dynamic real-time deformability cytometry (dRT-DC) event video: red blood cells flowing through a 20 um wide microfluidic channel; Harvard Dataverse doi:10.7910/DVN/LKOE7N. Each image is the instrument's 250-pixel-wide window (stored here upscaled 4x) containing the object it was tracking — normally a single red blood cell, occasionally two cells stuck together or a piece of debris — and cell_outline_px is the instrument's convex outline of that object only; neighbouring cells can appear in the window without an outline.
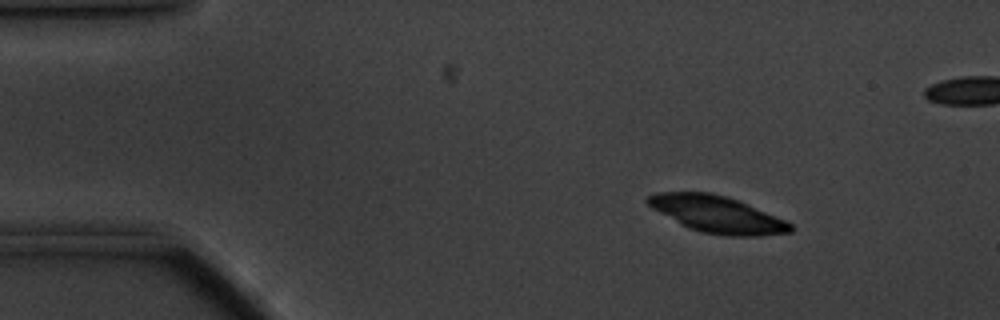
{"species": "common noctule bat (a hibernating species)", "species_latin": "Nyctalus noctula", "temperature_condition": "cold", "stored_images_in_passage": 52, "camera_frame_rate_fps": 3000, "um_per_image_px": 0.085, "animal": {"sex": "male", "body_mass_g": 20.1, "forearm_length_mm": 53.5}, "frame": {"image": 1, "passage_image": 1, "time_ms": 0.0, "image_size_px": [1000, 320], "cell_outline_px": [[792, 228], [788, 232], [708, 232], [692, 228], [684, 224], [648, 204], [648, 196], [664, 192], [704, 192], [736, 200], [792, 224]], "centroid_in_image_um": [60.85, 18.12], "position_along_channel_um": 24.1, "area_um2": 27.05}}
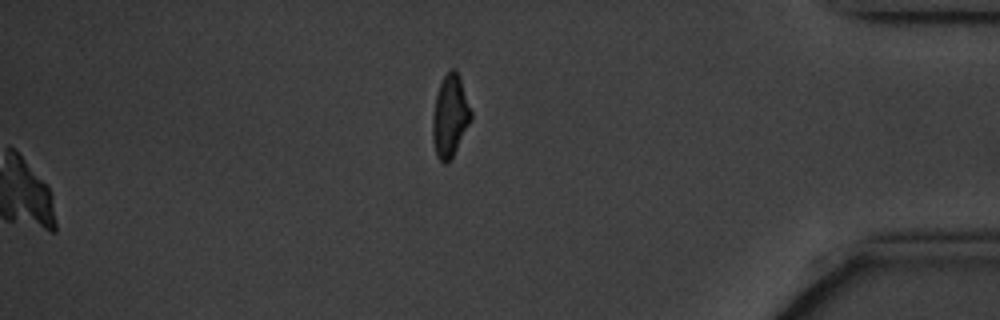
{"frame": {"image": 2, "passage_image": 52, "time_ms": 17.0, "image_size_px": [1000, 320], "cell_outline_px": [[472, 116], [452, 156], [448, 160], [440, 160], [436, 152], [432, 132], [436, 96], [440, 84], [444, 76], [452, 68], [456, 72], [460, 80], [472, 112]], "centroid_in_image_um": [38.26, 9.82], "position_along_channel_um": 396.9, "area_um2": 17.17}}